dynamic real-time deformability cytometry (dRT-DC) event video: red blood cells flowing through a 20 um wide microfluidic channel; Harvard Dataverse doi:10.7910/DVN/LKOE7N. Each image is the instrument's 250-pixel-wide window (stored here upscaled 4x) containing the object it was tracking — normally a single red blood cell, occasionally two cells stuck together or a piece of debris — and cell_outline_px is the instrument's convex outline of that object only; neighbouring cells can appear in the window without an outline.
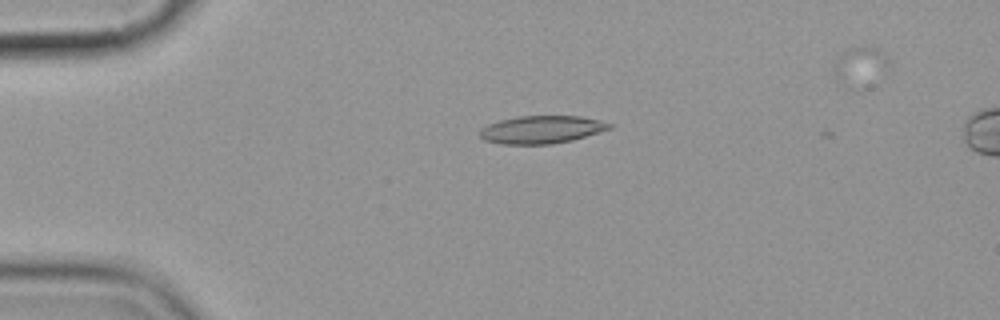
{"species": "common noctule bat (a hibernating species)", "species_latin": "Nyctalus noctula", "temperature_condition": "cold", "stored_images_in_passage": 5, "camera_frame_rate_fps": 3000, "um_per_image_px": 0.085, "animal": {"sex": "female", "body_mass_g": 19.9}, "frame": {"image": 1, "passage_image": 3, "time_ms": 2.333, "image_size_px": [1000, 320], "cell_outline_px": [[612, 128], [572, 140], [552, 144], [500, 144], [484, 140], [480, 136], [480, 128], [488, 124], [500, 120], [520, 116], [580, 116], [612, 124]], "centroid_in_image_um": [45.99, 11.02], "position_along_channel_um": 39.0, "area_um2": 20.81}}